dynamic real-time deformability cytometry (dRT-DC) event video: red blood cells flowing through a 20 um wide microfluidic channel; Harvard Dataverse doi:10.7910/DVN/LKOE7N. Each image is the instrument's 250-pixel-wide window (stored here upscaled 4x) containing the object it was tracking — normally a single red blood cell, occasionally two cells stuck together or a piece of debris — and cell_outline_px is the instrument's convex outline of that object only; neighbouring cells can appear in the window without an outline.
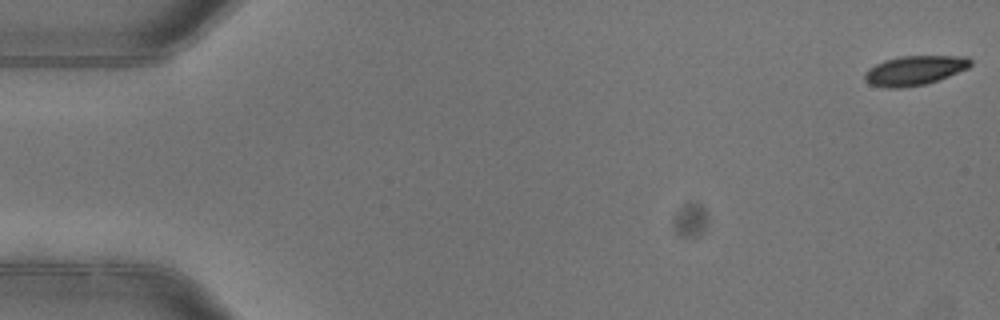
{"species": "common noctule bat (a hibernating species)", "species_latin": "Nyctalus noctula", "temperature_condition": "warm", "stored_images_in_passage": 3, "camera_frame_rate_fps": 3000, "um_per_image_px": 0.085, "animal": {"sex": "female"}, "frame": {"image": 1, "passage_image": 1, "time_ms": 0.0, "image_size_px": [1000, 320], "cell_outline_px": [[972, 64], [968, 68], [948, 76], [924, 84], [900, 88], [884, 88], [868, 84], [864, 80], [864, 72], [868, 68], [884, 60], [900, 56], [968, 56], [972, 60]], "centroid_in_image_um": [77.7, 5.98], "position_along_channel_um": 7.3, "area_um2": 18.26}}